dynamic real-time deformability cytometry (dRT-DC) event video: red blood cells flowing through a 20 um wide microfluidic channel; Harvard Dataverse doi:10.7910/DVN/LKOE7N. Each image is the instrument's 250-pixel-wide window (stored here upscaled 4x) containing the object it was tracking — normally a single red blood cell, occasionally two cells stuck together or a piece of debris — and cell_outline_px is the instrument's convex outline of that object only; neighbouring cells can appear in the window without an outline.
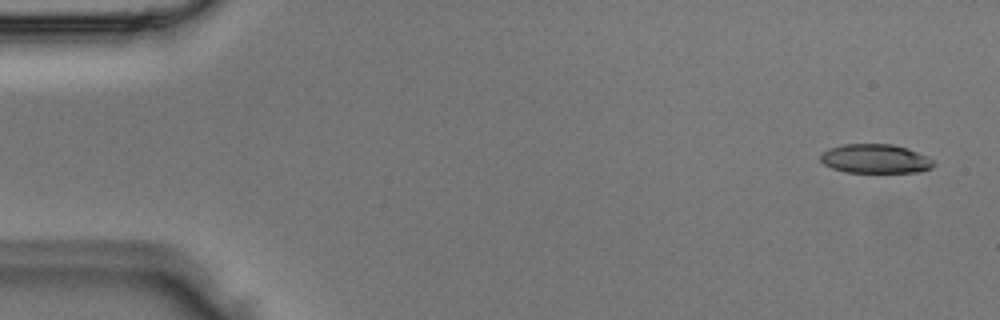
{"species": "Egyptian fruit bat (a non-hibernating species)", "species_latin": "Rousettus aegyptiacus", "temperature_condition": "room temperature", "stored_images_in_passage": 5, "camera_frame_rate_fps": 3000, "um_per_image_px": 0.085, "animal": {"sex": "male"}, "frame": {"image": 1, "passage_image": 1, "time_ms": 0.0, "image_size_px": [1000, 320], "cell_outline_px": [[936, 164], [932, 168], [920, 172], [844, 172], [832, 168], [824, 164], [820, 160], [820, 156], [828, 148], [844, 144], [892, 144], [908, 148], [928, 156], [936, 160]], "centroid_in_image_um": [74.46, 13.49], "position_along_channel_um": 10.5, "area_um2": 19.42}}
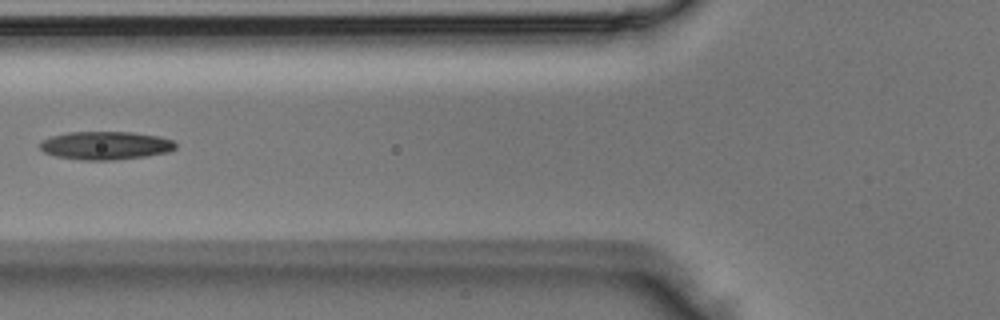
{"frame": {"image": 2, "passage_image": 5, "time_ms": 1.333, "image_size_px": [1000, 320], "cell_outline_px": [[176, 148], [168, 152], [144, 156], [112, 160], [80, 160], [56, 156], [44, 152], [40, 148], [40, 140], [52, 136], [68, 132], [132, 132], [160, 136], [172, 140], [176, 144]], "centroid_in_image_um": [8.96, 12.36], "position_along_channel_um": 116.8, "area_um2": 22.31}}